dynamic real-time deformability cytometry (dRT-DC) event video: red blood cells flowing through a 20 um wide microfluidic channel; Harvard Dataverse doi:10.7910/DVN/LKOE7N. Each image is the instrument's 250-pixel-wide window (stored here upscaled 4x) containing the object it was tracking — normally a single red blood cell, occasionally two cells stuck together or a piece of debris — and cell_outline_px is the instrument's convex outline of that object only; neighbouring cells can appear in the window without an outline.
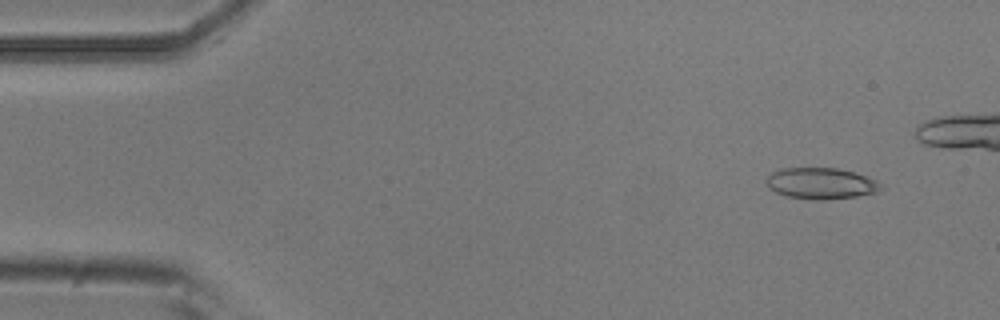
{"species": "common noctule bat (a hibernating species)", "species_latin": "Nyctalus noctula", "temperature_condition": "room temperature", "stored_images_in_passage": 4, "camera_frame_rate_fps": 3000, "um_per_image_px": 0.085, "animal": {"sex": "male", "body_mass_g": 20.5, "forearm_length_mm": 52.5}, "frame": {"image": 1, "passage_image": 1, "time_ms": 0.0, "image_size_px": [1000, 320], "cell_outline_px": [[884, 188], [880, 192], [856, 196], [824, 200], [812, 200], [788, 196], [776, 192], [768, 188], [764, 180], [772, 172], [780, 168], [836, 168], [868, 176], [876, 180]], "centroid_in_image_um": [69.78, 15.59], "position_along_channel_um": 15.2, "area_um2": 21.04}}